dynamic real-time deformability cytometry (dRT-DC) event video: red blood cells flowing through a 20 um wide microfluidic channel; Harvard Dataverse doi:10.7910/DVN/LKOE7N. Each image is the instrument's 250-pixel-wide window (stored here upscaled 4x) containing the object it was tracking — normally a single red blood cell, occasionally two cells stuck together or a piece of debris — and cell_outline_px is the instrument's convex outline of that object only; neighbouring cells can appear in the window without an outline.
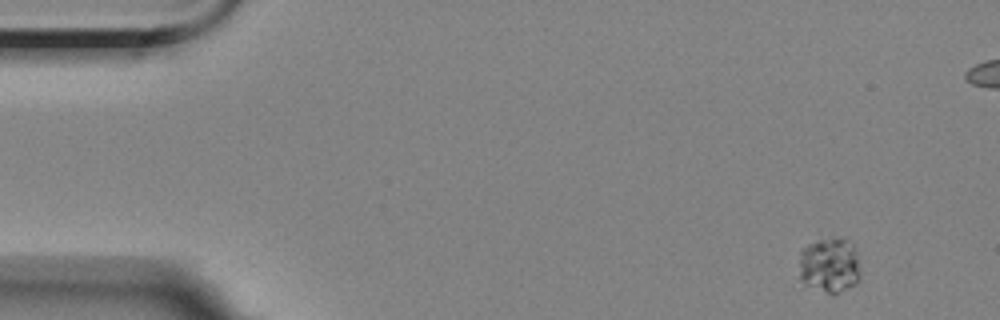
{"species": "Egyptian fruit bat (a non-hibernating species)", "species_latin": "Rousettus aegyptiacus", "temperature_condition": "room temperature", "stored_images_in_passage": 5, "camera_frame_rate_fps": 3000, "um_per_image_px": 0.085, "animal": {"sex": "female"}, "frame": {"image": 1, "passage_image": 1, "time_ms": 0.0, "image_size_px": [1000, 320], "cell_outline_px": [[860, 280], [856, 284], [836, 296], [832, 296], [804, 284], [800, 276], [800, 252], [808, 244], [832, 236], [844, 240], [852, 244], [856, 252], [860, 272]], "centroid_in_image_um": [70.53, 22.6], "position_along_channel_um": 14.5, "area_um2": 20.06}}